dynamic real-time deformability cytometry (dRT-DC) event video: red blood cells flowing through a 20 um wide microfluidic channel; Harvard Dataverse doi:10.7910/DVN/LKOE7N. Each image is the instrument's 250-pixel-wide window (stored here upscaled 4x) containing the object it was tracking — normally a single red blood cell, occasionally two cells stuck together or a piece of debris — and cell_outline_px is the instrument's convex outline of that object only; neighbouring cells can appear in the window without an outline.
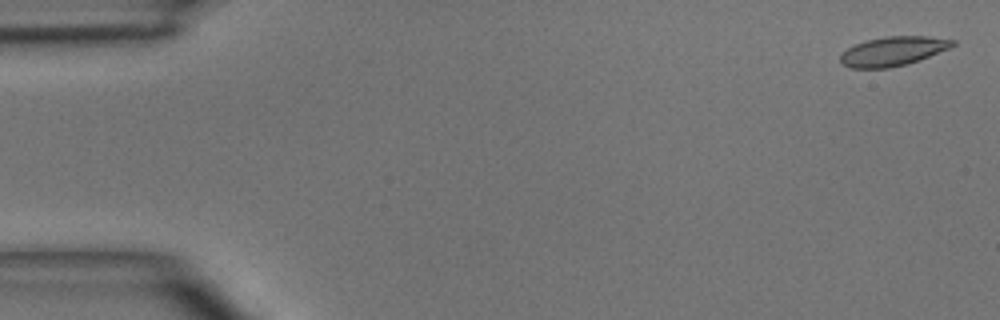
{"species": "common noctule bat (a hibernating species)", "species_latin": "Nyctalus noctula", "temperature_condition": "room temperature", "stored_images_in_passage": 5, "camera_frame_rate_fps": 3000, "um_per_image_px": 0.085, "animal": {"sex": "male", "body_mass_g": 15.6}, "frame": {"image": 1, "passage_image": 1, "time_ms": 0.0, "image_size_px": [1000, 320], "cell_outline_px": [[956, 44], [952, 48], [908, 64], [888, 68], [852, 68], [840, 64], [840, 56], [848, 48], [856, 44], [868, 40], [884, 36], [928, 36], [956, 40]], "centroid_in_image_um": [75.95, 4.35], "position_along_channel_um": 9.0, "area_um2": 19.25}}